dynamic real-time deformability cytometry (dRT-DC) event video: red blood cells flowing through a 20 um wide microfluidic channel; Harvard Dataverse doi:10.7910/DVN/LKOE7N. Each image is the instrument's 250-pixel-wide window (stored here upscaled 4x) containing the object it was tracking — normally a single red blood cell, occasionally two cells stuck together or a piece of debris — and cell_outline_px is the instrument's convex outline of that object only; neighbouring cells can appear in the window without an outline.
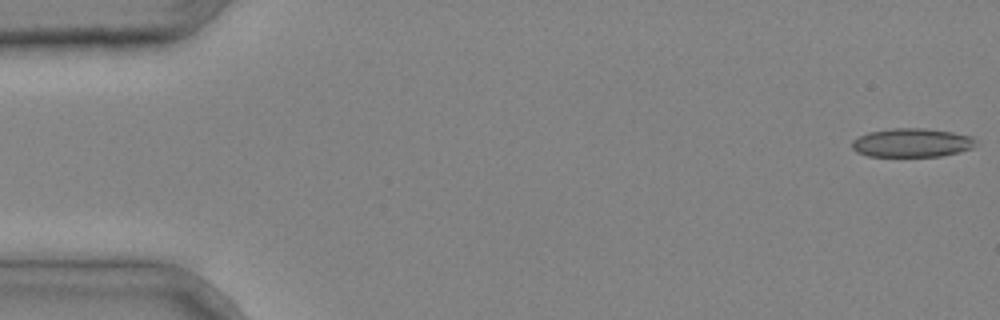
{"species": "common noctule bat (a hibernating species)", "species_latin": "Nyctalus noctula", "temperature_condition": "cold", "stored_images_in_passage": 39, "camera_frame_rate_fps": 3000, "um_per_image_px": 0.085, "animal": {"sex": "male", "body_mass_g": 20.4}, "frame": {"image": 1, "passage_image": 1, "time_ms": 0.0, "image_size_px": [1000, 320], "cell_outline_px": [[976, 140], [972, 148], [940, 156], [868, 156], [856, 152], [852, 148], [852, 140], [868, 132], [892, 128], [924, 128], [952, 132], [972, 136]], "centroid_in_image_um": [77.48, 12.12], "position_along_channel_um": 7.5, "area_um2": 20.63}}
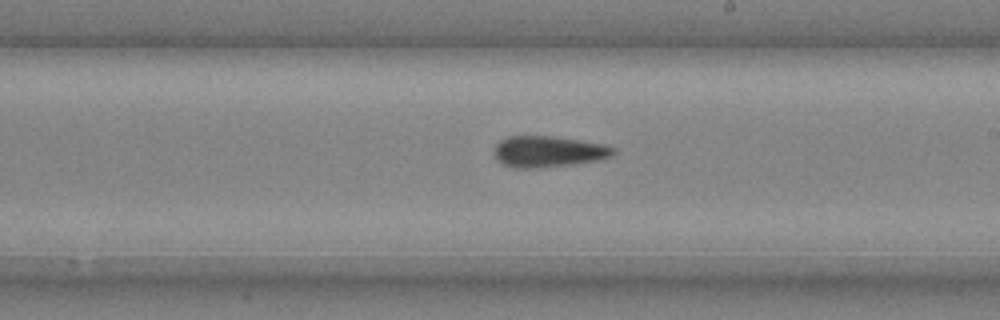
{"frame": {"image": 2, "passage_image": 25, "time_ms": 8.0, "image_size_px": [1000, 320], "cell_outline_px": [[616, 152], [612, 156], [596, 160], [572, 164], [536, 168], [516, 168], [504, 164], [496, 160], [492, 152], [496, 144], [500, 140], [508, 136], [548, 136], [608, 144], [616, 148]], "centroid_in_image_um": [46.59, 12.88], "position_along_channel_um": 242.4, "area_um2": 21.73}}
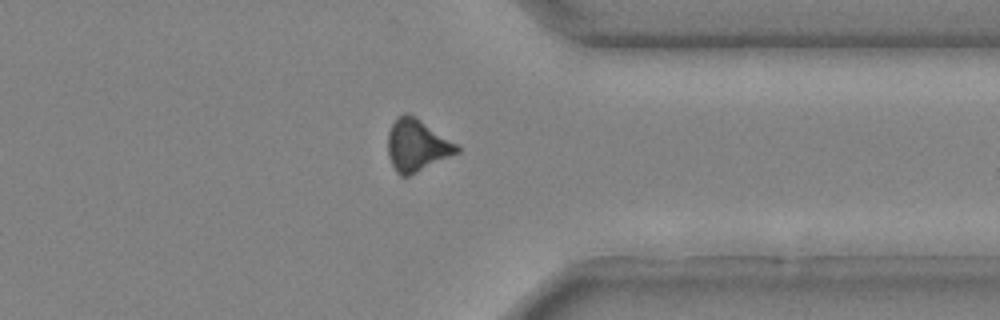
{"frame": {"image": 3, "passage_image": 34, "time_ms": 11.0, "image_size_px": [1000, 320], "cell_outline_px": [[460, 152], [408, 176], [400, 176], [396, 172], [388, 156], [388, 132], [396, 116], [404, 112], [408, 112], [416, 116], [460, 144]], "centroid_in_image_um": [35.46, 12.31], "position_along_channel_um": 375.9, "area_um2": 21.39}}